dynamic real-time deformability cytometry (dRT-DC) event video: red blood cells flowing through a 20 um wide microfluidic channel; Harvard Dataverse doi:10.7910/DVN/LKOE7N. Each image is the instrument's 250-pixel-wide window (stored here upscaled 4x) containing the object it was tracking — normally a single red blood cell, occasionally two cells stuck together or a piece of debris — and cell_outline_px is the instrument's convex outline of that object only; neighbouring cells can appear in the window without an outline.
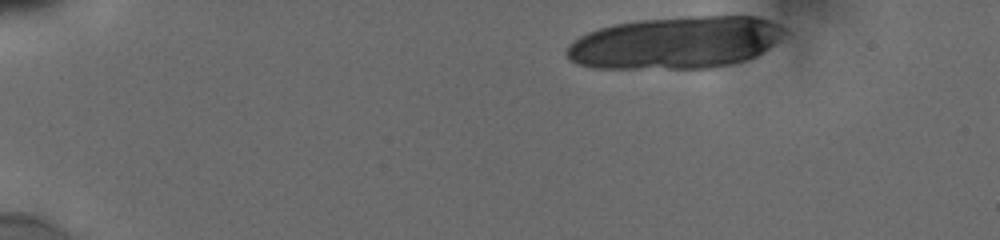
{"species": "human", "species_latin": "Homo sapiens", "temperature_condition": "cold", "stored_images_in_passage": 7, "camera_frame_rate_fps": 3000, "um_per_image_px": 0.085, "donor": {"sex": "male"}, "frame": {"image": 1, "passage_image": 1, "time_ms": 0.0, "image_size_px": [1000, 240], "cell_outline_px": [[788, 32], [768, 48], [756, 56], [748, 60], [732, 64], [712, 68], [592, 68], [576, 64], [564, 52], [568, 44], [572, 40], [588, 32], [600, 28], [616, 24], [640, 20], [696, 16], [756, 16], [768, 20], [788, 28]], "centroid_in_image_um": [57.45, 3.63], "position_along_channel_um": 27.6, "area_um2": 66.53}}